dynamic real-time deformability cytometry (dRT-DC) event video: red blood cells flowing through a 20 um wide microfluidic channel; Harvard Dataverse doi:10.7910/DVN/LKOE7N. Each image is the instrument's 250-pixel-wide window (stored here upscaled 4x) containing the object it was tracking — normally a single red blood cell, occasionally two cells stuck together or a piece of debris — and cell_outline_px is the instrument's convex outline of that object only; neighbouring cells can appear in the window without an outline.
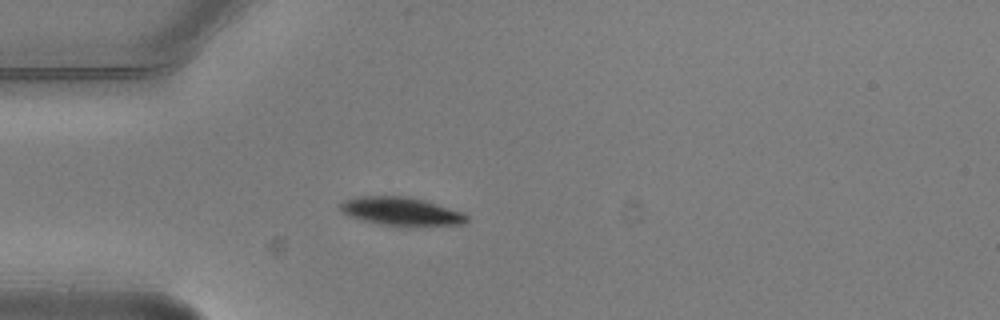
{"species": "common noctule bat (a hibernating species)", "species_latin": "Nyctalus noctula", "temperature_condition": "warm", "stored_images_in_passage": 6, "camera_frame_rate_fps": 3000, "um_per_image_px": 0.085, "animal": {"sex": "male", "body_mass_g": 20.5, "forearm_length_mm": 52.5}, "frame": {"image": 1, "passage_image": 5, "time_ms": 1.333, "image_size_px": [1000, 320], "cell_outline_px": [[468, 220], [464, 224], [384, 224], [364, 220], [348, 216], [340, 212], [340, 204], [344, 200], [360, 196], [404, 196], [420, 200], [464, 212], [468, 216]], "centroid_in_image_um": [34.04, 17.93], "position_along_channel_um": 51.0, "area_um2": 19.94}}